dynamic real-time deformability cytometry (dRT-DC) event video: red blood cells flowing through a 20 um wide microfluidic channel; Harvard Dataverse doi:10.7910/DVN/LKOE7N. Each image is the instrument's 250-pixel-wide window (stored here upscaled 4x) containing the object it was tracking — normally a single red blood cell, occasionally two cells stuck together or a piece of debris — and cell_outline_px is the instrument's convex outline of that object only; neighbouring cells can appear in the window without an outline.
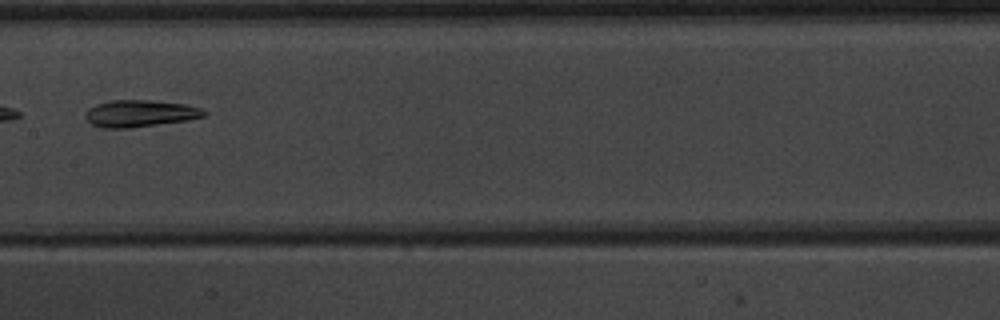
{"species": "common noctule bat (a hibernating species)", "species_latin": "Nyctalus noctula", "temperature_condition": "warm", "stored_images_in_passage": 8, "camera_frame_rate_fps": 3000, "um_per_image_px": 0.085, "animal": {"sex": "male", "body_mass_g": 20.1, "forearm_length_mm": 53.5}, "frame": {"image": 1, "passage_image": 8, "time_ms": 8.0, "image_size_px": [1000, 320], "cell_outline_px": [[208, 112], [204, 116], [188, 120], [128, 128], [100, 128], [92, 124], [84, 116], [88, 108], [96, 104], [112, 100], [152, 100], [188, 104], [200, 108]], "centroid_in_image_um": [11.9, 9.64], "position_along_channel_um": 195.5, "area_um2": 18.67}}